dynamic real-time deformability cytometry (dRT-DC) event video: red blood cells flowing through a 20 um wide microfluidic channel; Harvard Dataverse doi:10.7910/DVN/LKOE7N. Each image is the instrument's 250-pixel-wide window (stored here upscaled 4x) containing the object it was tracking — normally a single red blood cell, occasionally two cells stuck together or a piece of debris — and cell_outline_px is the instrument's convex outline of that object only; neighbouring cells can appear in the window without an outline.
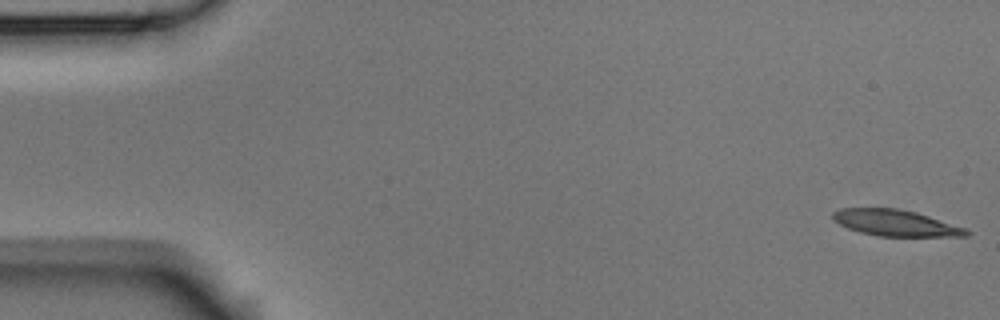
{"species": "Egyptian fruit bat (a non-hibernating species)", "species_latin": "Rousettus aegyptiacus", "temperature_condition": "room temperature", "stored_images_in_passage": 5, "camera_frame_rate_fps": 3000, "um_per_image_px": 0.085, "animal": {"sex": "male"}, "frame": {"image": 1, "passage_image": 1, "time_ms": 0.0, "image_size_px": [1000, 320], "cell_outline_px": [[972, 232], [968, 236], [876, 236], [860, 232], [848, 228], [840, 224], [832, 216], [832, 212], [840, 208], [896, 208], [916, 212], [968, 228]], "centroid_in_image_um": [76.18, 18.95], "position_along_channel_um": 8.8, "area_um2": 20.46}}
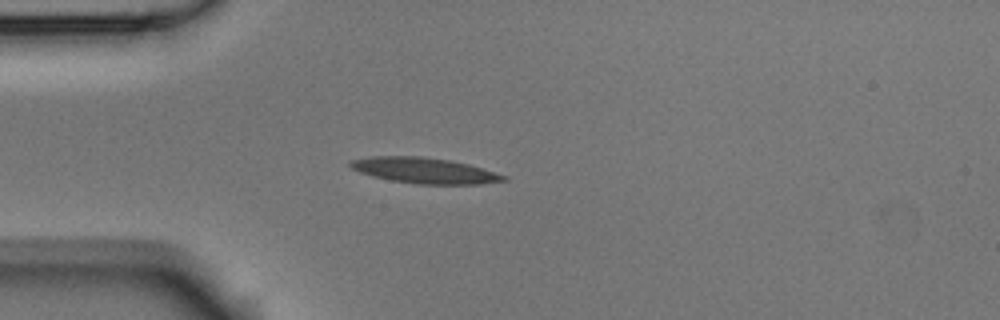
{"frame": {"image": 2, "passage_image": 4, "time_ms": 1.0, "image_size_px": [1000, 320], "cell_outline_px": [[508, 180], [480, 184], [416, 184], [392, 180], [372, 176], [360, 172], [352, 168], [348, 164], [348, 160], [368, 156], [420, 156], [448, 160], [468, 164], [508, 176]], "centroid_in_image_um": [36.05, 14.49], "position_along_channel_um": 49.0, "area_um2": 22.95}}